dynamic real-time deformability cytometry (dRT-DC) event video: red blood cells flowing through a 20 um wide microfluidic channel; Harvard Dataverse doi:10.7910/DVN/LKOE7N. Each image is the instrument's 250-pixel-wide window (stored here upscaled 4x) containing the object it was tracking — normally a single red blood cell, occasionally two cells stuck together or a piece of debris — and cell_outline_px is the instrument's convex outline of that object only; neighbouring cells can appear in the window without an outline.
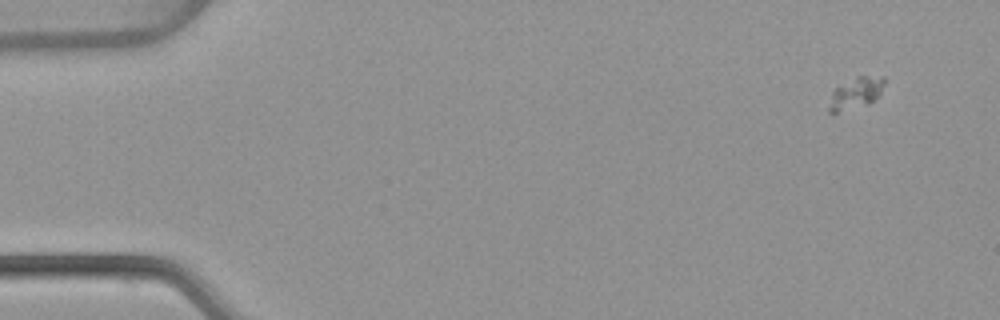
{"species": "common noctule bat (a hibernating species)", "species_latin": "Nyctalus noctula", "temperature_condition": "warm", "stored_images_in_passage": 42, "camera_frame_rate_fps": 3000, "um_per_image_px": 0.085, "animal": {"sex": "female", "body_mass_g": 22.7, "forearm_length_mm": 54.2}, "frame": {"image": 1, "passage_image": 5, "time_ms": 1.333, "image_size_px": [1000, 320], "cell_outline_px": [[884, 84], [880, 96], [868, 104], [832, 116], [828, 112], [828, 108], [832, 92], [836, 88], [856, 76], [884, 76]], "centroid_in_image_um": [72.72, 7.97], "position_along_channel_um": 12.3, "area_um2": 10.46}}
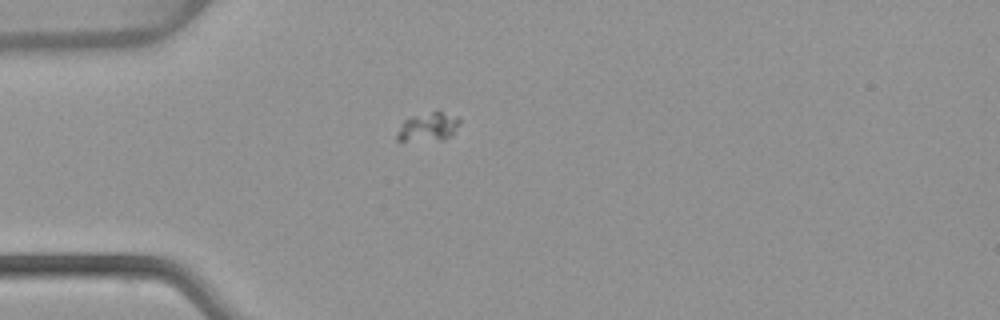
{"frame": {"image": 2, "passage_image": 17, "time_ms": 5.333, "image_size_px": [1000, 320], "cell_outline_px": [[460, 124], [444, 140], [396, 140], [396, 132], [404, 120], [412, 116], [436, 108], [456, 116], [460, 120]], "centroid_in_image_um": [36.39, 10.73], "position_along_channel_um": 48.6, "area_um2": 10.69}}
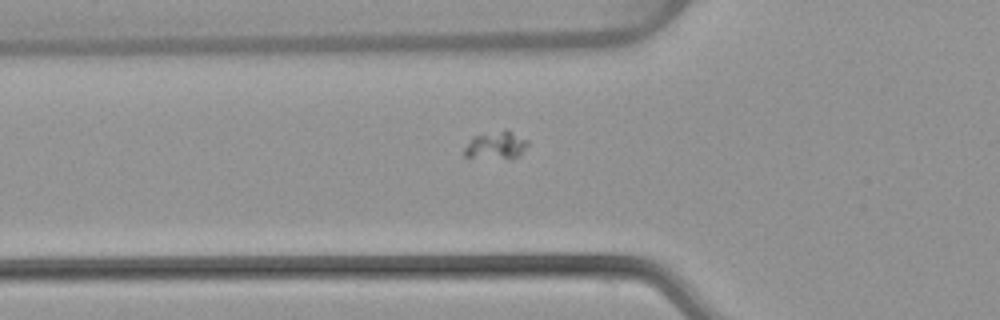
{"frame": {"image": 3, "passage_image": 21, "time_ms": 6.667, "image_size_px": [1000, 320], "cell_outline_px": [[528, 144], [520, 156], [508, 160], [464, 156], [464, 148], [472, 136], [504, 128], [528, 140]], "centroid_in_image_um": [42.17, 12.35], "position_along_channel_um": 83.6, "area_um2": 10.64}}